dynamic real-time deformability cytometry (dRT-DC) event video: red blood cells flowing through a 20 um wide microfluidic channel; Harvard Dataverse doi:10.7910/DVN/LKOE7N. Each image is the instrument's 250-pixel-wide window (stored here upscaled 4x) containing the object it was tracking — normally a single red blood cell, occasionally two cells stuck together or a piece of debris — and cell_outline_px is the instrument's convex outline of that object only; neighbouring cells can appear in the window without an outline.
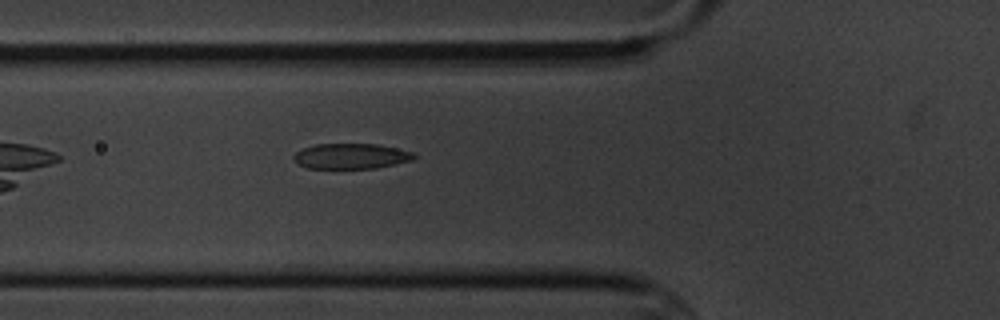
{"species": "common noctule bat (a hibernating species)", "species_latin": "Nyctalus noctula", "temperature_condition": "cold", "stored_images_in_passage": 6, "camera_frame_rate_fps": 3000, "um_per_image_px": 0.085, "animal": {"sex": "male", "body_mass_g": 20.1, "forearm_length_mm": 53.5}, "frame": {"image": 1, "passage_image": 6, "time_ms": 6.667, "image_size_px": [1000, 320], "cell_outline_px": [[416, 156], [412, 160], [396, 164], [376, 168], [308, 168], [300, 164], [292, 156], [296, 152], [304, 148], [316, 144], [376, 144], [396, 148], [412, 152]], "centroid_in_image_um": [29.86, 13.27], "position_along_channel_um": 95.9, "area_um2": 17.57}}